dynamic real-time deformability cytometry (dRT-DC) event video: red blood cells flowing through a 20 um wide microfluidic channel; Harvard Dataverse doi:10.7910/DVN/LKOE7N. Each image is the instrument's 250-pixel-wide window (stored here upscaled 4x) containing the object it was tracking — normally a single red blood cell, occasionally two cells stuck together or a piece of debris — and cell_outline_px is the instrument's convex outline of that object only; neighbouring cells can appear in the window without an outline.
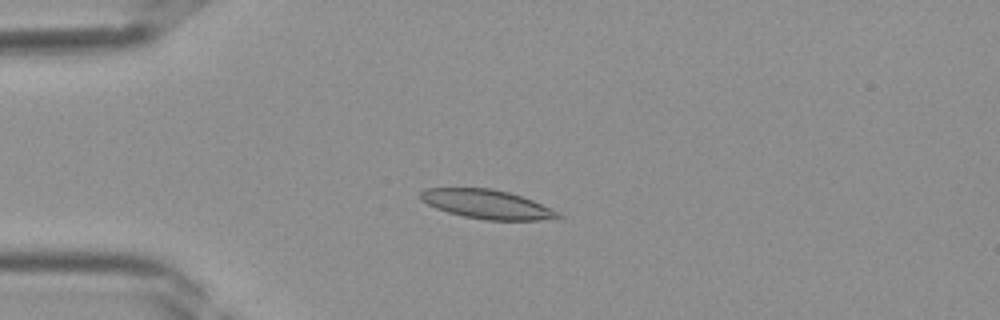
{"species": "Egyptian fruit bat (a non-hibernating species)", "species_latin": "Rousettus aegyptiacus", "temperature_condition": "room temperature", "stored_images_in_passage": 40, "camera_frame_rate_fps": 3000, "um_per_image_px": 0.085, "frame": {"image": 1, "passage_image": 10, "time_ms": 3.0, "image_size_px": [1000, 320], "cell_outline_px": [[564, 216], [560, 220], [484, 220], [464, 216], [448, 212], [436, 208], [420, 200], [420, 192], [424, 188], [492, 188], [508, 192], [532, 200]], "centroid_in_image_um": [41.39, 17.37], "position_along_channel_um": 43.6, "area_um2": 23.24}}
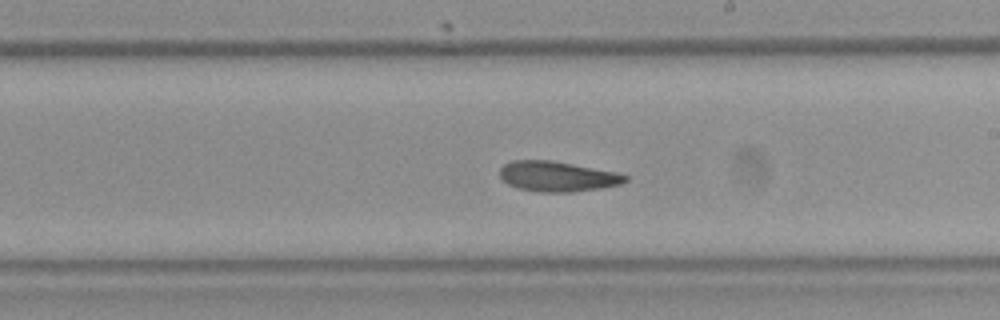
{"frame": {"image": 2, "passage_image": 23, "time_ms": 7.333, "image_size_px": [1000, 320], "cell_outline_px": [[628, 180], [620, 184], [600, 188], [572, 192], [536, 192], [516, 188], [508, 184], [500, 176], [500, 168], [504, 164], [512, 160], [552, 160], [616, 172], [628, 176]], "centroid_in_image_um": [47.35, 15.0], "position_along_channel_um": 241.6, "area_um2": 22.14}}
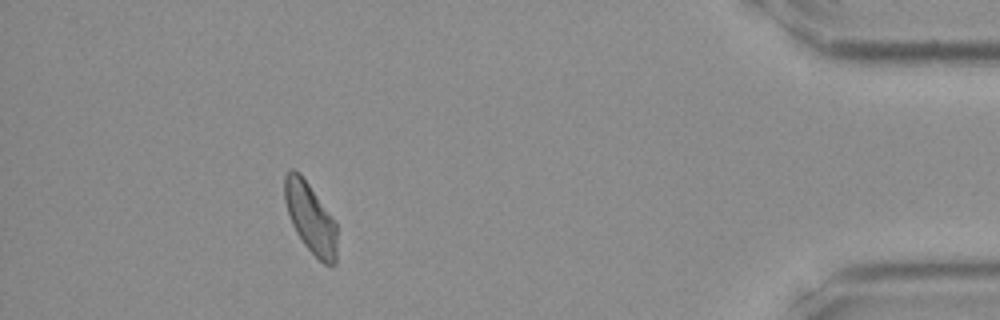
{"frame": {"image": 3, "passage_image": 36, "time_ms": 11.667, "image_size_px": [1000, 320], "cell_outline_px": [[336, 264], [332, 268], [328, 268], [304, 244], [296, 232], [292, 224], [284, 200], [284, 176], [292, 168], [300, 172], [336, 220]], "centroid_in_image_um": [26.41, 18.53], "position_along_channel_um": 408.8, "area_um2": 21.68}}